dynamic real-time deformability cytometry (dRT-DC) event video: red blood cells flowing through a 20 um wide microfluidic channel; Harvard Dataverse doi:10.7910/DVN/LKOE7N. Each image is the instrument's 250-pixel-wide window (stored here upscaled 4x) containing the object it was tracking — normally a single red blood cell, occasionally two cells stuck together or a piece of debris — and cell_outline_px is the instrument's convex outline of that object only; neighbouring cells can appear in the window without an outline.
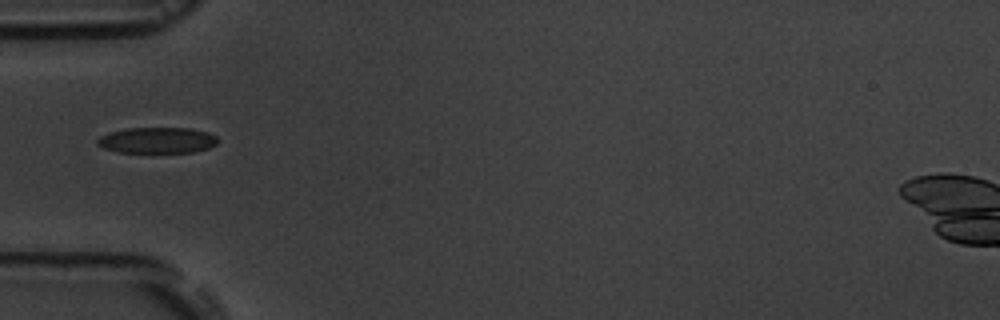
{"species": "common noctule bat (a hibernating species)", "species_latin": "Nyctalus noctula", "temperature_condition": "room temperature", "stored_images_in_passage": 8, "camera_frame_rate_fps": 3000, "um_per_image_px": 0.085, "animal": {"sex": "male", "body_mass_g": 19.5, "forearm_length_mm": 54.6}, "frame": {"image": 1, "passage_image": 4, "time_ms": 4.333, "image_size_px": [1000, 320], "cell_outline_px": [[216, 144], [208, 148], [192, 152], [120, 152], [104, 148], [96, 144], [96, 140], [100, 136], [108, 132], [124, 128], [192, 128], [208, 132], [216, 136]], "centroid_in_image_um": [13.33, 11.91], "position_along_channel_um": 71.7, "area_um2": 18.21}}
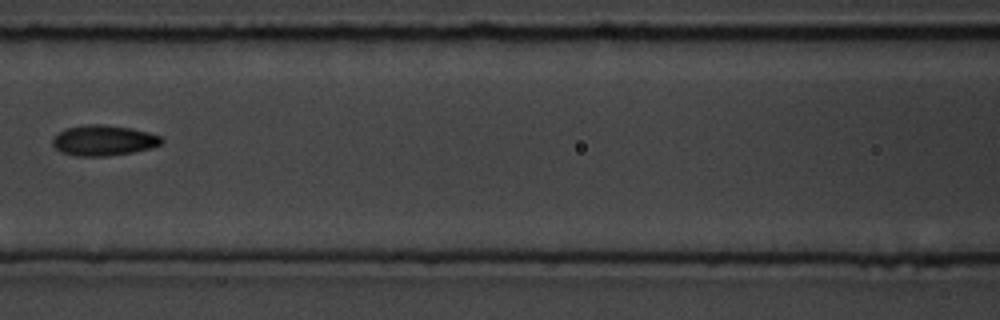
{"frame": {"image": 2, "passage_image": 6, "time_ms": 6.667, "image_size_px": [1000, 320], "cell_outline_px": [[164, 140], [160, 144], [152, 148], [132, 152], [108, 156], [76, 156], [60, 152], [52, 144], [52, 140], [60, 132], [68, 128], [84, 124], [104, 124], [132, 128], [148, 132], [160, 136]], "centroid_in_image_um": [8.82, 11.93], "position_along_channel_um": 157.8, "area_um2": 19.36}}
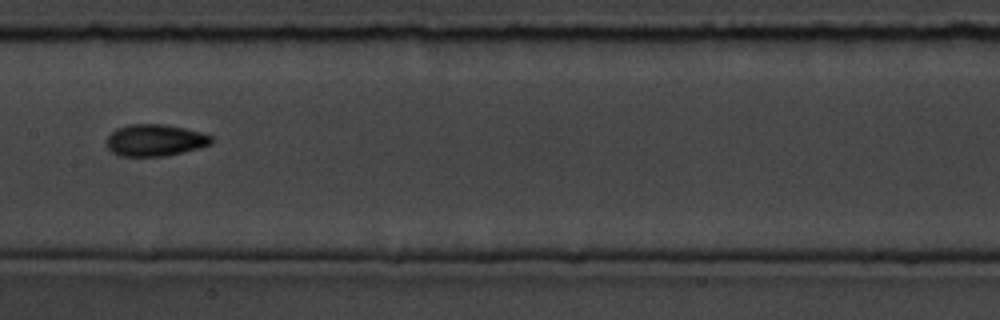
{"frame": {"image": 3, "passage_image": 7, "time_ms": 7.667, "image_size_px": [1000, 320], "cell_outline_px": [[212, 140], [208, 144], [184, 152], [164, 156], [120, 156], [112, 152], [108, 148], [108, 136], [116, 128], [128, 124], [164, 124], [184, 128], [200, 132], [212, 136]], "centroid_in_image_um": [13.15, 11.91], "position_along_channel_um": 194.3, "area_um2": 19.19}}